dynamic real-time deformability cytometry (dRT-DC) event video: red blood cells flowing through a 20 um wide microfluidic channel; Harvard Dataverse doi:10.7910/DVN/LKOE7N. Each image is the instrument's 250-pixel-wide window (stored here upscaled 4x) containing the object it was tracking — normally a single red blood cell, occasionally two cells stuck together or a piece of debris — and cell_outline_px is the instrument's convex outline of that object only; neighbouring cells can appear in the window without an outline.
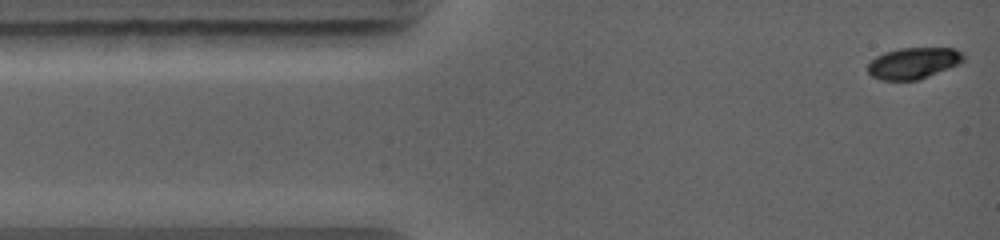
{"species": "common noctule bat (a hibernating species)", "species_latin": "Nyctalus noctula", "temperature_condition": "warm", "stored_images_in_passage": 11, "camera_frame_rate_fps": 5000, "um_per_image_px": 0.085, "animal": {"sex": "female", "body_mass_g": 19.0, "forearm_length_mm": 56.7}, "frame": {"image": 1, "passage_image": 1, "time_ms": 0.0, "image_size_px": [1000, 240], "cell_outline_px": [[964, 60], [960, 64], [920, 80], [880, 80], [872, 76], [868, 72], [868, 64], [876, 56], [884, 52], [900, 48], [956, 48], [964, 52]], "centroid_in_image_um": [77.68, 5.36], "position_along_channel_um": 7.3, "area_um2": 17.69}}
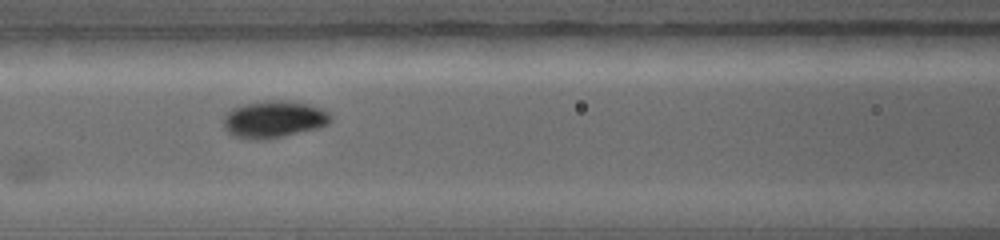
{"frame": {"image": 2, "passage_image": 6, "time_ms": 4.4, "image_size_px": [1000, 240], "cell_outline_px": [[332, 120], [328, 124], [320, 128], [284, 136], [264, 140], [256, 140], [232, 136], [224, 128], [224, 116], [232, 108], [264, 100], [284, 100], [308, 104], [320, 108], [328, 112], [332, 116]], "centroid_in_image_um": [23.3, 10.15], "position_along_channel_um": 143.3, "area_um2": 23.24}}